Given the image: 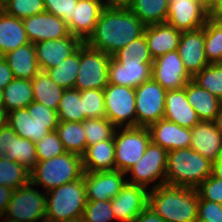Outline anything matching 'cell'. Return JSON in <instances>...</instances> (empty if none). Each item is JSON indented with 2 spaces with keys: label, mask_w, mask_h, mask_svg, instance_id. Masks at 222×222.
Here are the masks:
<instances>
[{
  "label": "cell",
  "mask_w": 222,
  "mask_h": 222,
  "mask_svg": "<svg viewBox=\"0 0 222 222\" xmlns=\"http://www.w3.org/2000/svg\"><path fill=\"white\" fill-rule=\"evenodd\" d=\"M105 7H128L132 0H101Z\"/></svg>",
  "instance_id": "obj_54"
},
{
  "label": "cell",
  "mask_w": 222,
  "mask_h": 222,
  "mask_svg": "<svg viewBox=\"0 0 222 222\" xmlns=\"http://www.w3.org/2000/svg\"><path fill=\"white\" fill-rule=\"evenodd\" d=\"M199 196L195 188L161 185L149 189L148 207L165 222H195Z\"/></svg>",
  "instance_id": "obj_2"
},
{
  "label": "cell",
  "mask_w": 222,
  "mask_h": 222,
  "mask_svg": "<svg viewBox=\"0 0 222 222\" xmlns=\"http://www.w3.org/2000/svg\"><path fill=\"white\" fill-rule=\"evenodd\" d=\"M4 110L9 113L26 108L34 101L33 87L30 79L14 78L3 89Z\"/></svg>",
  "instance_id": "obj_31"
},
{
  "label": "cell",
  "mask_w": 222,
  "mask_h": 222,
  "mask_svg": "<svg viewBox=\"0 0 222 222\" xmlns=\"http://www.w3.org/2000/svg\"><path fill=\"white\" fill-rule=\"evenodd\" d=\"M38 161L48 160L67 152L56 131L35 142Z\"/></svg>",
  "instance_id": "obj_44"
},
{
  "label": "cell",
  "mask_w": 222,
  "mask_h": 222,
  "mask_svg": "<svg viewBox=\"0 0 222 222\" xmlns=\"http://www.w3.org/2000/svg\"><path fill=\"white\" fill-rule=\"evenodd\" d=\"M145 25L128 7H105L92 35L89 47L113 55L144 34Z\"/></svg>",
  "instance_id": "obj_1"
},
{
  "label": "cell",
  "mask_w": 222,
  "mask_h": 222,
  "mask_svg": "<svg viewBox=\"0 0 222 222\" xmlns=\"http://www.w3.org/2000/svg\"><path fill=\"white\" fill-rule=\"evenodd\" d=\"M0 109H4L3 90H0Z\"/></svg>",
  "instance_id": "obj_60"
},
{
  "label": "cell",
  "mask_w": 222,
  "mask_h": 222,
  "mask_svg": "<svg viewBox=\"0 0 222 222\" xmlns=\"http://www.w3.org/2000/svg\"><path fill=\"white\" fill-rule=\"evenodd\" d=\"M192 80L222 102V63L207 65Z\"/></svg>",
  "instance_id": "obj_40"
},
{
  "label": "cell",
  "mask_w": 222,
  "mask_h": 222,
  "mask_svg": "<svg viewBox=\"0 0 222 222\" xmlns=\"http://www.w3.org/2000/svg\"><path fill=\"white\" fill-rule=\"evenodd\" d=\"M26 108L31 117L39 123H59L57 111L39 102L33 101Z\"/></svg>",
  "instance_id": "obj_48"
},
{
  "label": "cell",
  "mask_w": 222,
  "mask_h": 222,
  "mask_svg": "<svg viewBox=\"0 0 222 222\" xmlns=\"http://www.w3.org/2000/svg\"><path fill=\"white\" fill-rule=\"evenodd\" d=\"M169 0H132L128 8L146 26L165 23Z\"/></svg>",
  "instance_id": "obj_32"
},
{
  "label": "cell",
  "mask_w": 222,
  "mask_h": 222,
  "mask_svg": "<svg viewBox=\"0 0 222 222\" xmlns=\"http://www.w3.org/2000/svg\"><path fill=\"white\" fill-rule=\"evenodd\" d=\"M151 142L167 151L188 148L191 144V129L161 119L149 125Z\"/></svg>",
  "instance_id": "obj_20"
},
{
  "label": "cell",
  "mask_w": 222,
  "mask_h": 222,
  "mask_svg": "<svg viewBox=\"0 0 222 222\" xmlns=\"http://www.w3.org/2000/svg\"><path fill=\"white\" fill-rule=\"evenodd\" d=\"M222 13V0H214L213 7L208 11L209 17H218Z\"/></svg>",
  "instance_id": "obj_55"
},
{
  "label": "cell",
  "mask_w": 222,
  "mask_h": 222,
  "mask_svg": "<svg viewBox=\"0 0 222 222\" xmlns=\"http://www.w3.org/2000/svg\"><path fill=\"white\" fill-rule=\"evenodd\" d=\"M199 200L222 204V180L211 174L197 188Z\"/></svg>",
  "instance_id": "obj_46"
},
{
  "label": "cell",
  "mask_w": 222,
  "mask_h": 222,
  "mask_svg": "<svg viewBox=\"0 0 222 222\" xmlns=\"http://www.w3.org/2000/svg\"><path fill=\"white\" fill-rule=\"evenodd\" d=\"M177 50L186 71L193 78L209 65L204 51V27L182 32Z\"/></svg>",
  "instance_id": "obj_18"
},
{
  "label": "cell",
  "mask_w": 222,
  "mask_h": 222,
  "mask_svg": "<svg viewBox=\"0 0 222 222\" xmlns=\"http://www.w3.org/2000/svg\"><path fill=\"white\" fill-rule=\"evenodd\" d=\"M148 194V188L126 183L111 199L115 218L121 222H131L148 206Z\"/></svg>",
  "instance_id": "obj_15"
},
{
  "label": "cell",
  "mask_w": 222,
  "mask_h": 222,
  "mask_svg": "<svg viewBox=\"0 0 222 222\" xmlns=\"http://www.w3.org/2000/svg\"><path fill=\"white\" fill-rule=\"evenodd\" d=\"M208 18L207 10L197 0H169L166 23L178 31L202 28Z\"/></svg>",
  "instance_id": "obj_13"
},
{
  "label": "cell",
  "mask_w": 222,
  "mask_h": 222,
  "mask_svg": "<svg viewBox=\"0 0 222 222\" xmlns=\"http://www.w3.org/2000/svg\"><path fill=\"white\" fill-rule=\"evenodd\" d=\"M28 43L22 19L0 10V57Z\"/></svg>",
  "instance_id": "obj_28"
},
{
  "label": "cell",
  "mask_w": 222,
  "mask_h": 222,
  "mask_svg": "<svg viewBox=\"0 0 222 222\" xmlns=\"http://www.w3.org/2000/svg\"><path fill=\"white\" fill-rule=\"evenodd\" d=\"M163 119L189 129L200 121L197 112L188 103L186 86L182 89L166 92Z\"/></svg>",
  "instance_id": "obj_23"
},
{
  "label": "cell",
  "mask_w": 222,
  "mask_h": 222,
  "mask_svg": "<svg viewBox=\"0 0 222 222\" xmlns=\"http://www.w3.org/2000/svg\"><path fill=\"white\" fill-rule=\"evenodd\" d=\"M81 99L83 100V111L87 119L105 118L104 89H89L82 91Z\"/></svg>",
  "instance_id": "obj_43"
},
{
  "label": "cell",
  "mask_w": 222,
  "mask_h": 222,
  "mask_svg": "<svg viewBox=\"0 0 222 222\" xmlns=\"http://www.w3.org/2000/svg\"><path fill=\"white\" fill-rule=\"evenodd\" d=\"M0 10H2V0H0Z\"/></svg>",
  "instance_id": "obj_65"
},
{
  "label": "cell",
  "mask_w": 222,
  "mask_h": 222,
  "mask_svg": "<svg viewBox=\"0 0 222 222\" xmlns=\"http://www.w3.org/2000/svg\"><path fill=\"white\" fill-rule=\"evenodd\" d=\"M152 78L167 91L185 88L186 84L192 80L178 50L170 51L153 60Z\"/></svg>",
  "instance_id": "obj_12"
},
{
  "label": "cell",
  "mask_w": 222,
  "mask_h": 222,
  "mask_svg": "<svg viewBox=\"0 0 222 222\" xmlns=\"http://www.w3.org/2000/svg\"><path fill=\"white\" fill-rule=\"evenodd\" d=\"M213 175L222 180V158L213 163Z\"/></svg>",
  "instance_id": "obj_56"
},
{
  "label": "cell",
  "mask_w": 222,
  "mask_h": 222,
  "mask_svg": "<svg viewBox=\"0 0 222 222\" xmlns=\"http://www.w3.org/2000/svg\"><path fill=\"white\" fill-rule=\"evenodd\" d=\"M7 124L18 136L37 142L55 131L59 123H39L31 117L27 108H23L9 112Z\"/></svg>",
  "instance_id": "obj_25"
},
{
  "label": "cell",
  "mask_w": 222,
  "mask_h": 222,
  "mask_svg": "<svg viewBox=\"0 0 222 222\" xmlns=\"http://www.w3.org/2000/svg\"><path fill=\"white\" fill-rule=\"evenodd\" d=\"M65 222H85V221H84L83 217H79V218H75V219H70Z\"/></svg>",
  "instance_id": "obj_61"
},
{
  "label": "cell",
  "mask_w": 222,
  "mask_h": 222,
  "mask_svg": "<svg viewBox=\"0 0 222 222\" xmlns=\"http://www.w3.org/2000/svg\"><path fill=\"white\" fill-rule=\"evenodd\" d=\"M112 57L119 63H153L144 34L119 49Z\"/></svg>",
  "instance_id": "obj_38"
},
{
  "label": "cell",
  "mask_w": 222,
  "mask_h": 222,
  "mask_svg": "<svg viewBox=\"0 0 222 222\" xmlns=\"http://www.w3.org/2000/svg\"><path fill=\"white\" fill-rule=\"evenodd\" d=\"M13 189L10 187H5L3 185H0V219H3L8 203L11 199V196L13 194Z\"/></svg>",
  "instance_id": "obj_52"
},
{
  "label": "cell",
  "mask_w": 222,
  "mask_h": 222,
  "mask_svg": "<svg viewBox=\"0 0 222 222\" xmlns=\"http://www.w3.org/2000/svg\"><path fill=\"white\" fill-rule=\"evenodd\" d=\"M186 96L200 121H214L221 105V101L215 95L191 80L186 84Z\"/></svg>",
  "instance_id": "obj_29"
},
{
  "label": "cell",
  "mask_w": 222,
  "mask_h": 222,
  "mask_svg": "<svg viewBox=\"0 0 222 222\" xmlns=\"http://www.w3.org/2000/svg\"><path fill=\"white\" fill-rule=\"evenodd\" d=\"M57 113L59 121L83 122L87 119L83 111L81 92L76 88L65 89Z\"/></svg>",
  "instance_id": "obj_36"
},
{
  "label": "cell",
  "mask_w": 222,
  "mask_h": 222,
  "mask_svg": "<svg viewBox=\"0 0 222 222\" xmlns=\"http://www.w3.org/2000/svg\"><path fill=\"white\" fill-rule=\"evenodd\" d=\"M2 10L18 19H25L45 12L43 0H2Z\"/></svg>",
  "instance_id": "obj_42"
},
{
  "label": "cell",
  "mask_w": 222,
  "mask_h": 222,
  "mask_svg": "<svg viewBox=\"0 0 222 222\" xmlns=\"http://www.w3.org/2000/svg\"><path fill=\"white\" fill-rule=\"evenodd\" d=\"M86 203L83 175L81 179L46 192V222H65L82 217Z\"/></svg>",
  "instance_id": "obj_5"
},
{
  "label": "cell",
  "mask_w": 222,
  "mask_h": 222,
  "mask_svg": "<svg viewBox=\"0 0 222 222\" xmlns=\"http://www.w3.org/2000/svg\"><path fill=\"white\" fill-rule=\"evenodd\" d=\"M195 222H207V221L197 219Z\"/></svg>",
  "instance_id": "obj_63"
},
{
  "label": "cell",
  "mask_w": 222,
  "mask_h": 222,
  "mask_svg": "<svg viewBox=\"0 0 222 222\" xmlns=\"http://www.w3.org/2000/svg\"><path fill=\"white\" fill-rule=\"evenodd\" d=\"M84 175L82 156L65 152L48 160L38 161L30 171L33 186L42 185L46 191L81 179Z\"/></svg>",
  "instance_id": "obj_4"
},
{
  "label": "cell",
  "mask_w": 222,
  "mask_h": 222,
  "mask_svg": "<svg viewBox=\"0 0 222 222\" xmlns=\"http://www.w3.org/2000/svg\"><path fill=\"white\" fill-rule=\"evenodd\" d=\"M190 147L215 163L222 158V133L213 121H199L191 128Z\"/></svg>",
  "instance_id": "obj_19"
},
{
  "label": "cell",
  "mask_w": 222,
  "mask_h": 222,
  "mask_svg": "<svg viewBox=\"0 0 222 222\" xmlns=\"http://www.w3.org/2000/svg\"><path fill=\"white\" fill-rule=\"evenodd\" d=\"M45 12L62 18L67 24L73 18L78 0H43Z\"/></svg>",
  "instance_id": "obj_47"
},
{
  "label": "cell",
  "mask_w": 222,
  "mask_h": 222,
  "mask_svg": "<svg viewBox=\"0 0 222 222\" xmlns=\"http://www.w3.org/2000/svg\"><path fill=\"white\" fill-rule=\"evenodd\" d=\"M104 8L101 0H78L73 18L68 23L70 33L85 43L92 35Z\"/></svg>",
  "instance_id": "obj_21"
},
{
  "label": "cell",
  "mask_w": 222,
  "mask_h": 222,
  "mask_svg": "<svg viewBox=\"0 0 222 222\" xmlns=\"http://www.w3.org/2000/svg\"><path fill=\"white\" fill-rule=\"evenodd\" d=\"M82 217L85 222H109L116 219L111 200L87 201Z\"/></svg>",
  "instance_id": "obj_45"
},
{
  "label": "cell",
  "mask_w": 222,
  "mask_h": 222,
  "mask_svg": "<svg viewBox=\"0 0 222 222\" xmlns=\"http://www.w3.org/2000/svg\"><path fill=\"white\" fill-rule=\"evenodd\" d=\"M82 43L79 38L72 34L65 38L49 39L35 43L36 59L40 70L46 71L57 66L72 55Z\"/></svg>",
  "instance_id": "obj_17"
},
{
  "label": "cell",
  "mask_w": 222,
  "mask_h": 222,
  "mask_svg": "<svg viewBox=\"0 0 222 222\" xmlns=\"http://www.w3.org/2000/svg\"><path fill=\"white\" fill-rule=\"evenodd\" d=\"M125 175L119 170L84 172L87 201L113 199L127 183Z\"/></svg>",
  "instance_id": "obj_14"
},
{
  "label": "cell",
  "mask_w": 222,
  "mask_h": 222,
  "mask_svg": "<svg viewBox=\"0 0 222 222\" xmlns=\"http://www.w3.org/2000/svg\"><path fill=\"white\" fill-rule=\"evenodd\" d=\"M28 183L13 191L4 217L18 222H46V193Z\"/></svg>",
  "instance_id": "obj_8"
},
{
  "label": "cell",
  "mask_w": 222,
  "mask_h": 222,
  "mask_svg": "<svg viewBox=\"0 0 222 222\" xmlns=\"http://www.w3.org/2000/svg\"><path fill=\"white\" fill-rule=\"evenodd\" d=\"M213 174V162L191 147L168 151L165 184L197 188Z\"/></svg>",
  "instance_id": "obj_3"
},
{
  "label": "cell",
  "mask_w": 222,
  "mask_h": 222,
  "mask_svg": "<svg viewBox=\"0 0 222 222\" xmlns=\"http://www.w3.org/2000/svg\"><path fill=\"white\" fill-rule=\"evenodd\" d=\"M16 136L8 124L0 129V157H6V153L11 150L12 137Z\"/></svg>",
  "instance_id": "obj_50"
},
{
  "label": "cell",
  "mask_w": 222,
  "mask_h": 222,
  "mask_svg": "<svg viewBox=\"0 0 222 222\" xmlns=\"http://www.w3.org/2000/svg\"><path fill=\"white\" fill-rule=\"evenodd\" d=\"M67 152L83 155L87 149L83 122L59 121L55 130Z\"/></svg>",
  "instance_id": "obj_33"
},
{
  "label": "cell",
  "mask_w": 222,
  "mask_h": 222,
  "mask_svg": "<svg viewBox=\"0 0 222 222\" xmlns=\"http://www.w3.org/2000/svg\"><path fill=\"white\" fill-rule=\"evenodd\" d=\"M6 158L17 161L31 171L38 162L35 142L18 135L12 137L11 150L6 153Z\"/></svg>",
  "instance_id": "obj_39"
},
{
  "label": "cell",
  "mask_w": 222,
  "mask_h": 222,
  "mask_svg": "<svg viewBox=\"0 0 222 222\" xmlns=\"http://www.w3.org/2000/svg\"><path fill=\"white\" fill-rule=\"evenodd\" d=\"M117 130L114 132L116 170L126 173L143 157L151 142L150 132L140 126Z\"/></svg>",
  "instance_id": "obj_6"
},
{
  "label": "cell",
  "mask_w": 222,
  "mask_h": 222,
  "mask_svg": "<svg viewBox=\"0 0 222 222\" xmlns=\"http://www.w3.org/2000/svg\"><path fill=\"white\" fill-rule=\"evenodd\" d=\"M204 51L209 64L222 63V21L217 17L204 25Z\"/></svg>",
  "instance_id": "obj_34"
},
{
  "label": "cell",
  "mask_w": 222,
  "mask_h": 222,
  "mask_svg": "<svg viewBox=\"0 0 222 222\" xmlns=\"http://www.w3.org/2000/svg\"><path fill=\"white\" fill-rule=\"evenodd\" d=\"M144 35L154 60L170 51L177 50L182 32L165 22L146 25Z\"/></svg>",
  "instance_id": "obj_24"
},
{
  "label": "cell",
  "mask_w": 222,
  "mask_h": 222,
  "mask_svg": "<svg viewBox=\"0 0 222 222\" xmlns=\"http://www.w3.org/2000/svg\"><path fill=\"white\" fill-rule=\"evenodd\" d=\"M111 55L89 47L80 46V65L74 88L80 92L89 89H104L108 85V63Z\"/></svg>",
  "instance_id": "obj_7"
},
{
  "label": "cell",
  "mask_w": 222,
  "mask_h": 222,
  "mask_svg": "<svg viewBox=\"0 0 222 222\" xmlns=\"http://www.w3.org/2000/svg\"><path fill=\"white\" fill-rule=\"evenodd\" d=\"M167 154V150L150 142L143 157L126 172L132 175L129 181L128 178L126 179L127 183L148 188L147 186H150L152 182L161 178V181L155 183L156 185L152 184L151 189L165 185Z\"/></svg>",
  "instance_id": "obj_10"
},
{
  "label": "cell",
  "mask_w": 222,
  "mask_h": 222,
  "mask_svg": "<svg viewBox=\"0 0 222 222\" xmlns=\"http://www.w3.org/2000/svg\"><path fill=\"white\" fill-rule=\"evenodd\" d=\"M207 12L213 7L214 0H197Z\"/></svg>",
  "instance_id": "obj_59"
},
{
  "label": "cell",
  "mask_w": 222,
  "mask_h": 222,
  "mask_svg": "<svg viewBox=\"0 0 222 222\" xmlns=\"http://www.w3.org/2000/svg\"><path fill=\"white\" fill-rule=\"evenodd\" d=\"M152 78V63H119L111 57L108 63V84L132 88Z\"/></svg>",
  "instance_id": "obj_22"
},
{
  "label": "cell",
  "mask_w": 222,
  "mask_h": 222,
  "mask_svg": "<svg viewBox=\"0 0 222 222\" xmlns=\"http://www.w3.org/2000/svg\"><path fill=\"white\" fill-rule=\"evenodd\" d=\"M131 222H165L158 214L148 206Z\"/></svg>",
  "instance_id": "obj_53"
},
{
  "label": "cell",
  "mask_w": 222,
  "mask_h": 222,
  "mask_svg": "<svg viewBox=\"0 0 222 222\" xmlns=\"http://www.w3.org/2000/svg\"><path fill=\"white\" fill-rule=\"evenodd\" d=\"M22 22L28 40L33 44L71 35L68 24L62 18L47 12L30 16Z\"/></svg>",
  "instance_id": "obj_16"
},
{
  "label": "cell",
  "mask_w": 222,
  "mask_h": 222,
  "mask_svg": "<svg viewBox=\"0 0 222 222\" xmlns=\"http://www.w3.org/2000/svg\"><path fill=\"white\" fill-rule=\"evenodd\" d=\"M33 97L39 102L53 110L58 109L63 91L65 89L57 85L46 71L40 70L31 80Z\"/></svg>",
  "instance_id": "obj_30"
},
{
  "label": "cell",
  "mask_w": 222,
  "mask_h": 222,
  "mask_svg": "<svg viewBox=\"0 0 222 222\" xmlns=\"http://www.w3.org/2000/svg\"><path fill=\"white\" fill-rule=\"evenodd\" d=\"M14 79L9 65L0 57V90H3Z\"/></svg>",
  "instance_id": "obj_51"
},
{
  "label": "cell",
  "mask_w": 222,
  "mask_h": 222,
  "mask_svg": "<svg viewBox=\"0 0 222 222\" xmlns=\"http://www.w3.org/2000/svg\"><path fill=\"white\" fill-rule=\"evenodd\" d=\"M104 101L105 118L116 128L136 127L135 88L108 84Z\"/></svg>",
  "instance_id": "obj_9"
},
{
  "label": "cell",
  "mask_w": 222,
  "mask_h": 222,
  "mask_svg": "<svg viewBox=\"0 0 222 222\" xmlns=\"http://www.w3.org/2000/svg\"><path fill=\"white\" fill-rule=\"evenodd\" d=\"M30 183V170L17 161L0 157V185L15 190Z\"/></svg>",
  "instance_id": "obj_37"
},
{
  "label": "cell",
  "mask_w": 222,
  "mask_h": 222,
  "mask_svg": "<svg viewBox=\"0 0 222 222\" xmlns=\"http://www.w3.org/2000/svg\"><path fill=\"white\" fill-rule=\"evenodd\" d=\"M213 122L215 123L216 128L222 133V102L219 108V112L217 113V116Z\"/></svg>",
  "instance_id": "obj_57"
},
{
  "label": "cell",
  "mask_w": 222,
  "mask_h": 222,
  "mask_svg": "<svg viewBox=\"0 0 222 222\" xmlns=\"http://www.w3.org/2000/svg\"><path fill=\"white\" fill-rule=\"evenodd\" d=\"M87 147L114 136L117 129L107 118H89L83 121Z\"/></svg>",
  "instance_id": "obj_41"
},
{
  "label": "cell",
  "mask_w": 222,
  "mask_h": 222,
  "mask_svg": "<svg viewBox=\"0 0 222 222\" xmlns=\"http://www.w3.org/2000/svg\"><path fill=\"white\" fill-rule=\"evenodd\" d=\"M222 21V13L217 17Z\"/></svg>",
  "instance_id": "obj_64"
},
{
  "label": "cell",
  "mask_w": 222,
  "mask_h": 222,
  "mask_svg": "<svg viewBox=\"0 0 222 222\" xmlns=\"http://www.w3.org/2000/svg\"><path fill=\"white\" fill-rule=\"evenodd\" d=\"M3 222H18V221H15V220H11V219H8V218H4Z\"/></svg>",
  "instance_id": "obj_62"
},
{
  "label": "cell",
  "mask_w": 222,
  "mask_h": 222,
  "mask_svg": "<svg viewBox=\"0 0 222 222\" xmlns=\"http://www.w3.org/2000/svg\"><path fill=\"white\" fill-rule=\"evenodd\" d=\"M166 92L153 78L135 88L136 127H148L163 119Z\"/></svg>",
  "instance_id": "obj_11"
},
{
  "label": "cell",
  "mask_w": 222,
  "mask_h": 222,
  "mask_svg": "<svg viewBox=\"0 0 222 222\" xmlns=\"http://www.w3.org/2000/svg\"><path fill=\"white\" fill-rule=\"evenodd\" d=\"M8 113L4 109H0V129L7 125Z\"/></svg>",
  "instance_id": "obj_58"
},
{
  "label": "cell",
  "mask_w": 222,
  "mask_h": 222,
  "mask_svg": "<svg viewBox=\"0 0 222 222\" xmlns=\"http://www.w3.org/2000/svg\"><path fill=\"white\" fill-rule=\"evenodd\" d=\"M82 161L84 172L116 170L114 136L88 146L82 155Z\"/></svg>",
  "instance_id": "obj_26"
},
{
  "label": "cell",
  "mask_w": 222,
  "mask_h": 222,
  "mask_svg": "<svg viewBox=\"0 0 222 222\" xmlns=\"http://www.w3.org/2000/svg\"><path fill=\"white\" fill-rule=\"evenodd\" d=\"M198 219L207 222H222V204L199 200Z\"/></svg>",
  "instance_id": "obj_49"
},
{
  "label": "cell",
  "mask_w": 222,
  "mask_h": 222,
  "mask_svg": "<svg viewBox=\"0 0 222 222\" xmlns=\"http://www.w3.org/2000/svg\"><path fill=\"white\" fill-rule=\"evenodd\" d=\"M2 57L9 65L14 78L32 80L40 71L33 43L20 46Z\"/></svg>",
  "instance_id": "obj_27"
},
{
  "label": "cell",
  "mask_w": 222,
  "mask_h": 222,
  "mask_svg": "<svg viewBox=\"0 0 222 222\" xmlns=\"http://www.w3.org/2000/svg\"><path fill=\"white\" fill-rule=\"evenodd\" d=\"M80 65V47L57 66L46 70L49 77L61 88H74Z\"/></svg>",
  "instance_id": "obj_35"
}]
</instances>
